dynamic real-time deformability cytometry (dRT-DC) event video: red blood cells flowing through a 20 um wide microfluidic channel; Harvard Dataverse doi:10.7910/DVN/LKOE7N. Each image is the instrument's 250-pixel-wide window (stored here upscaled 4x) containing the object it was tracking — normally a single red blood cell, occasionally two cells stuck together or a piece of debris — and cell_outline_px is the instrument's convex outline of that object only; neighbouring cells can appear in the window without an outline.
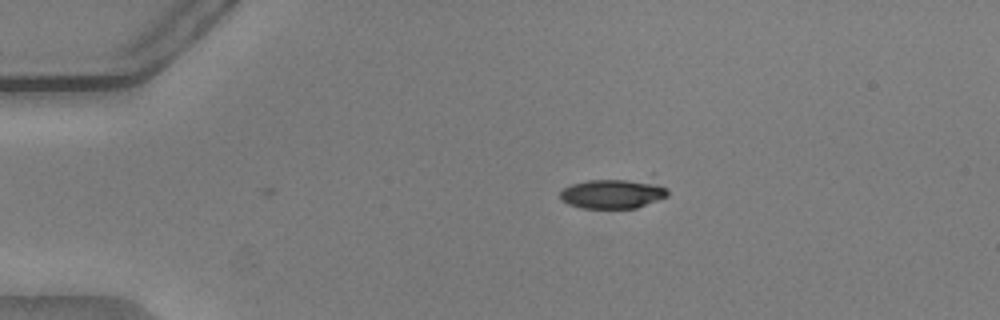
{"species": "common noctule bat (a hibernating species)", "species_latin": "Nyctalus noctula", "temperature_condition": "warm", "stored_images_in_passage": 5, "camera_frame_rate_fps": 3000, "um_per_image_px": 0.085, "animal": {"sex": "male", "body_mass_g": 20.5, "forearm_length_mm": 52.5}, "frame": {"image": 1, "passage_image": 1, "time_ms": 0.0, "image_size_px": [1000, 320], "cell_outline_px": [[668, 196], [636, 208], [580, 208], [568, 204], [560, 200], [560, 192], [564, 188], [572, 184], [588, 180], [624, 180], [656, 184], [668, 188]], "centroid_in_image_um": [52.02, 16.49], "position_along_channel_um": 33.0, "area_um2": 18.09}}